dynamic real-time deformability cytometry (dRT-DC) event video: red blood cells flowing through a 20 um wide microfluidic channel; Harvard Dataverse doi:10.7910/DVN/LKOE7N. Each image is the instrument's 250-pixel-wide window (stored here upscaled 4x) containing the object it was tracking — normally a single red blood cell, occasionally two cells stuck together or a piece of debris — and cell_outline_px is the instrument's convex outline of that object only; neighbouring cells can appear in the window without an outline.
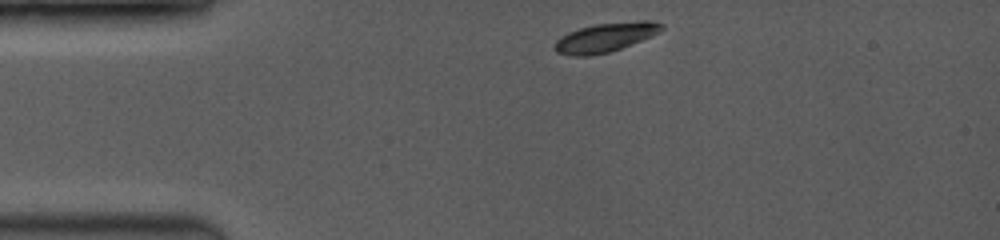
{"species": "common noctule bat (a hibernating species)", "species_latin": "Nyctalus noctula", "temperature_condition": "room temperature", "stored_images_in_passage": 8, "camera_frame_rate_fps": 3500, "um_per_image_px": 0.085, "animal": {"sex": "female", "body_mass_g": 19.0, "forearm_length_mm": 53.3}, "frame": {"image": 1, "passage_image": 1, "time_ms": 0.0, "image_size_px": [1000, 240], "cell_outline_px": [[664, 28], [640, 40], [620, 48], [608, 52], [588, 56], [572, 56], [556, 52], [556, 40], [568, 32], [580, 28], [596, 24], [644, 20], [648, 20], [664, 24]], "centroid_in_image_um": [51.43, 3.17], "position_along_channel_um": 33.6, "area_um2": 17.63}}
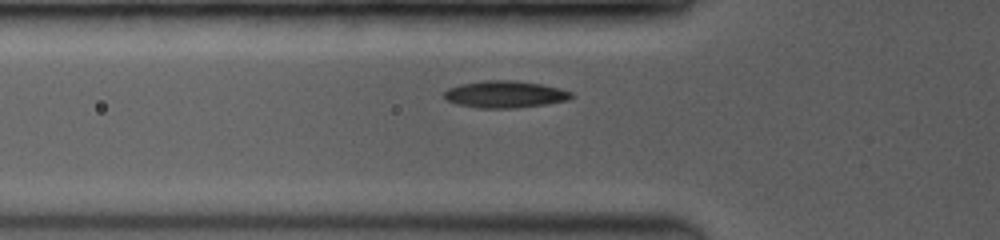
{"frame": {"image": 2, "passage_image": 5, "time_ms": 2.286, "image_size_px": [1000, 240], "cell_outline_px": [[572, 96], [568, 100], [548, 104], [516, 108], [480, 108], [456, 104], [448, 100], [444, 96], [444, 92], [448, 88], [460, 84], [484, 80], [512, 80], [540, 84], [572, 92]], "centroid_in_image_um": [42.9, 8.02], "position_along_channel_um": 82.9, "area_um2": 19.88}}
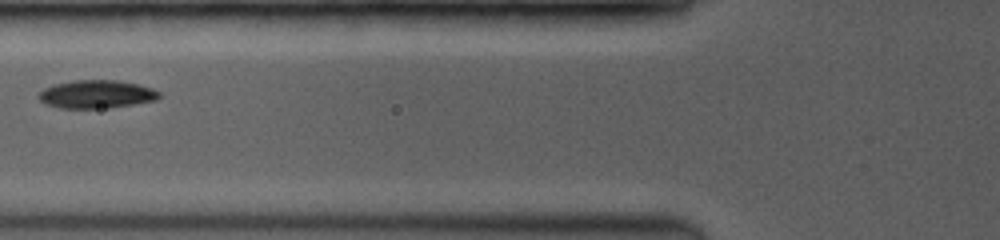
{"frame": {"image": 3, "passage_image": 7, "time_ms": 3.143, "image_size_px": [1000, 240], "cell_outline_px": [[160, 96], [156, 100], [108, 108], [60, 108], [44, 104], [40, 100], [40, 92], [44, 88], [56, 84], [76, 80], [120, 80], [152, 88], [160, 92]], "centroid_in_image_um": [8.21, 8.01], "position_along_channel_um": 117.6, "area_um2": 19.59}}